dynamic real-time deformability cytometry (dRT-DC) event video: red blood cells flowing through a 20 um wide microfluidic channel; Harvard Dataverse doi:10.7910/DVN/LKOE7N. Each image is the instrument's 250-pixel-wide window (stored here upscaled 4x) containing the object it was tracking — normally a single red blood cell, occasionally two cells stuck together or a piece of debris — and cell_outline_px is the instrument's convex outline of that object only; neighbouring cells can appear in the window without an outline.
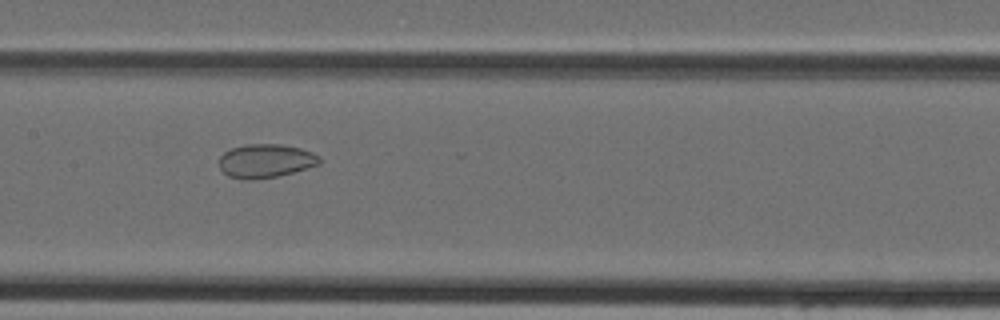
{"species": "Egyptian fruit bat (a non-hibernating species)", "species_latin": "Rousettus aegyptiacus", "temperature_condition": "cold", "stored_images_in_passage": 46, "camera_frame_rate_fps": 3000, "um_per_image_px": 0.085, "animal": {"sex": "female"}, "frame": {"image": 1, "passage_image": 23, "time_ms": 7.333, "image_size_px": [1000, 320], "cell_outline_px": [[320, 164], [292, 172], [276, 176], [248, 180], [244, 180], [228, 176], [220, 168], [220, 156], [224, 152], [232, 148], [248, 144], [280, 144], [300, 148], [312, 152], [320, 156]], "centroid_in_image_um": [22.57, 13.67], "position_along_channel_um": 184.8, "area_um2": 19.54}}
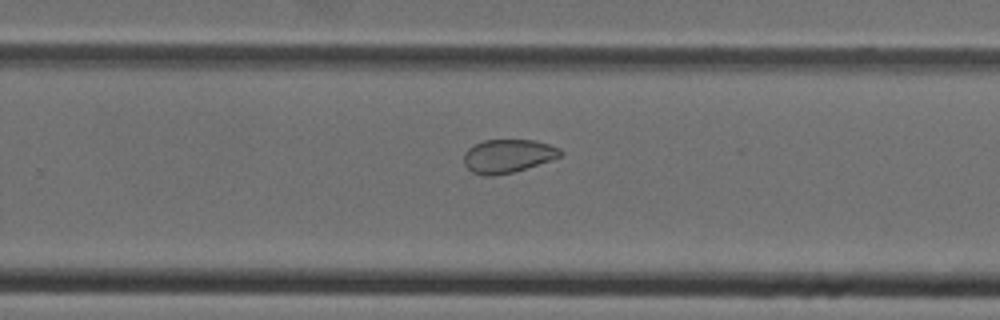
{"frame": {"image": 2, "passage_image": 30, "time_ms": 9.667, "image_size_px": [1000, 320], "cell_outline_px": [[564, 152], [560, 156], [512, 172], [492, 176], [484, 176], [472, 172], [464, 164], [464, 152], [468, 148], [484, 140], [536, 140], [560, 148]], "centroid_in_image_um": [43.13, 13.25], "position_along_channel_um": 286.7, "area_um2": 18.55}}
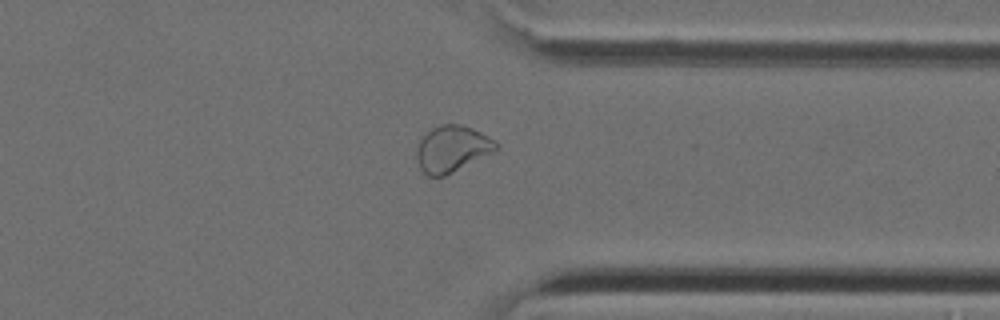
{"frame": {"image": 3, "passage_image": 36, "time_ms": 11.667, "image_size_px": [1000, 320], "cell_outline_px": [[500, 148], [444, 176], [428, 176], [420, 168], [416, 156], [416, 152], [420, 140], [432, 128], [440, 124], [460, 124], [472, 128], [496, 140], [500, 144]], "centroid_in_image_um": [38.44, 12.63], "position_along_channel_um": 373.0, "area_um2": 21.21}}